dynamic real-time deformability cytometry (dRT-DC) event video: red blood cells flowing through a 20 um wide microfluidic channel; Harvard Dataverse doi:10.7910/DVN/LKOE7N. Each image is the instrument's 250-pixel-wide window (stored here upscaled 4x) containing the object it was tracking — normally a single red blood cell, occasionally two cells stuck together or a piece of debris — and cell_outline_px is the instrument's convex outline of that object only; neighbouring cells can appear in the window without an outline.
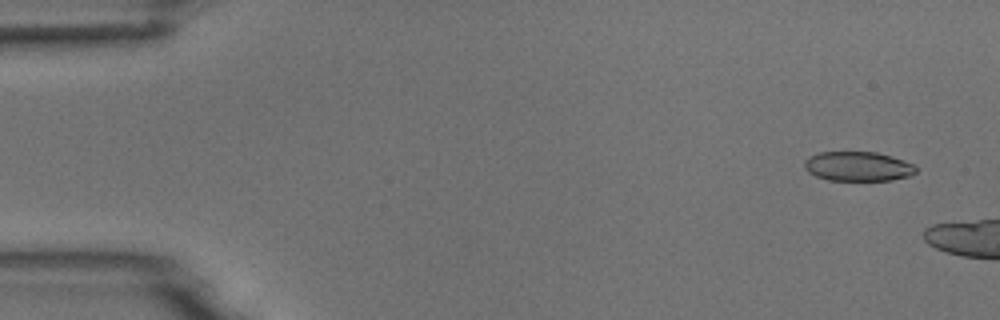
{"species": "common noctule bat (a hibernating species)", "species_latin": "Nyctalus noctula", "temperature_condition": "room temperature", "stored_images_in_passage": 3, "camera_frame_rate_fps": 3000, "um_per_image_px": 0.085, "animal": {"sex": "male", "body_mass_g": 18.8}, "frame": {"image": 1, "passage_image": 1, "time_ms": 0.0, "image_size_px": [1000, 320], "cell_outline_px": [[916, 172], [908, 176], [892, 180], [828, 180], [816, 176], [808, 172], [804, 168], [804, 160], [808, 156], [820, 152], [876, 152], [892, 156], [912, 164], [916, 168]], "centroid_in_image_um": [72.88, 14.14], "position_along_channel_um": 12.1, "area_um2": 19.13}}